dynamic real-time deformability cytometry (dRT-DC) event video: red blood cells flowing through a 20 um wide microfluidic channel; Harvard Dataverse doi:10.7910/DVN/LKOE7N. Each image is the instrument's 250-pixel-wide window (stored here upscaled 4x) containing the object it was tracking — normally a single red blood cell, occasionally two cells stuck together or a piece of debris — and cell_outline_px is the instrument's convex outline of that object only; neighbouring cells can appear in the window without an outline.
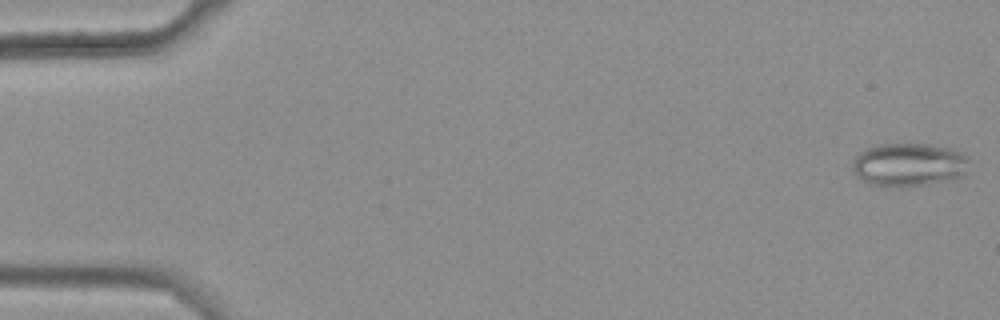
{"species": "common noctule bat (a hibernating species)", "species_latin": "Nyctalus noctula", "temperature_condition": "warm", "stored_images_in_passage": 48, "camera_frame_rate_fps": 3000, "um_per_image_px": 0.085, "animal": {"sex": "female", "body_mass_g": 25.1}, "frame": {"image": 1, "passage_image": 1, "time_ms": 0.0, "image_size_px": [1000, 320], "cell_outline_px": [[972, 160], [964, 172], [960, 176], [952, 180], [928, 184], [868, 184], [856, 176], [852, 168], [852, 160], [860, 152], [868, 148], [880, 144], [932, 144], [952, 148], [968, 156]], "centroid_in_image_um": [77.29, 13.96], "position_along_channel_um": 7.7, "area_um2": 29.13}}
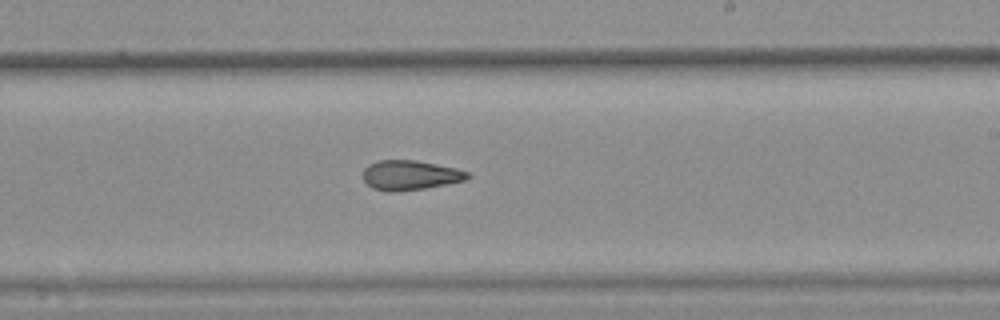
{"frame": {"image": 2, "passage_image": 33, "time_ms": 10.667, "image_size_px": [1000, 320], "cell_outline_px": [[472, 176], [464, 180], [424, 188], [392, 192], [372, 188], [364, 180], [364, 168], [368, 164], [376, 160], [416, 160], [456, 168], [468, 172]], "centroid_in_image_um": [34.84, 14.87], "position_along_channel_um": 254.2, "area_um2": 17.92}}
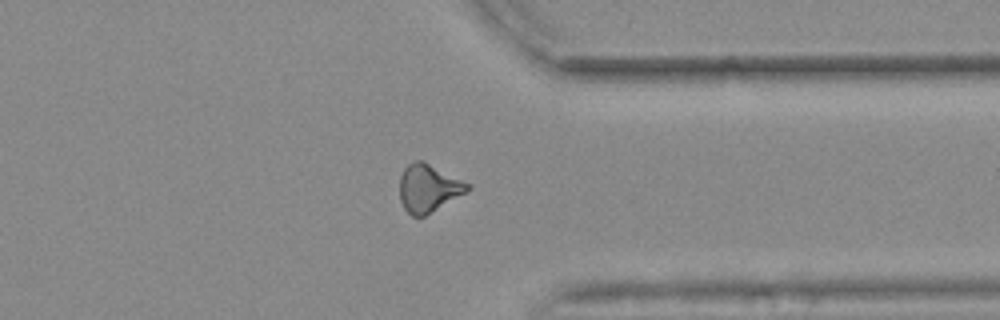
{"frame": {"image": 3, "passage_image": 43, "time_ms": 14.0, "image_size_px": [1000, 320], "cell_outline_px": [[472, 188], [424, 216], [412, 216], [404, 208], [400, 200], [400, 176], [404, 168], [408, 164], [416, 160], [424, 160], [472, 184]], "centroid_in_image_um": [36.42, 15.95], "position_along_channel_um": 375.0, "area_um2": 18.9}, "authors_computed_cell_mechanics": {"area_um2": 18.9295, "velocity_mm_per_s": 3.7183, "shape_relaxation_time_tau1_ms": null, "shape_relaxation_time_tau2_ms": 4.959, "deformation_change_tau1": null, "deformation_change_tau2": 0.1532}}